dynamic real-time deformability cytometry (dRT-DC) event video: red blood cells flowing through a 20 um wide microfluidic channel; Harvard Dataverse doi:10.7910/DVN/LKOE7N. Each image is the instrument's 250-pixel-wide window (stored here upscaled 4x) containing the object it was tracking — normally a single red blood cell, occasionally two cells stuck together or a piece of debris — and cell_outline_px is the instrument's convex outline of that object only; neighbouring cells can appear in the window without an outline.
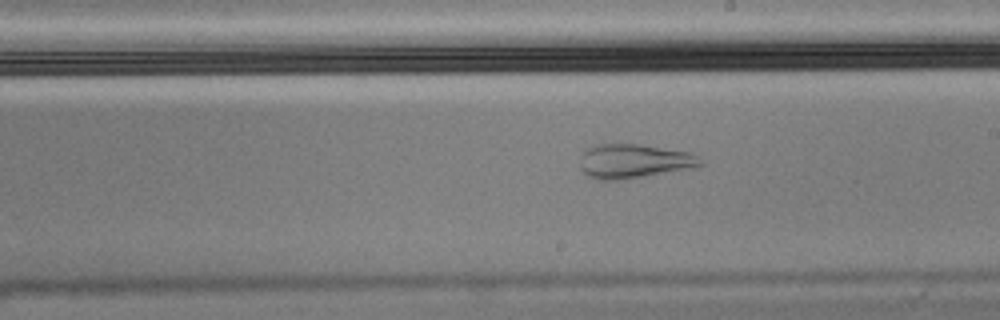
{"species": "Egyptian fruit bat (a non-hibernating species)", "species_latin": "Rousettus aegyptiacus", "temperature_condition": "cold", "stored_images_in_passage": 52, "camera_frame_rate_fps": 3000, "um_per_image_px": 0.085, "animal": {"sex": "male"}, "frame": {"image": 1, "passage_image": 27, "time_ms": 8.667, "image_size_px": [1000, 320], "cell_outline_px": [[704, 164], [696, 168], [648, 176], [616, 180], [600, 180], [588, 176], [580, 168], [580, 156], [584, 148], [592, 144], [640, 144], [696, 152]], "centroid_in_image_um": [53.93, 13.68], "position_along_channel_um": 235.1, "area_um2": 24.8}}
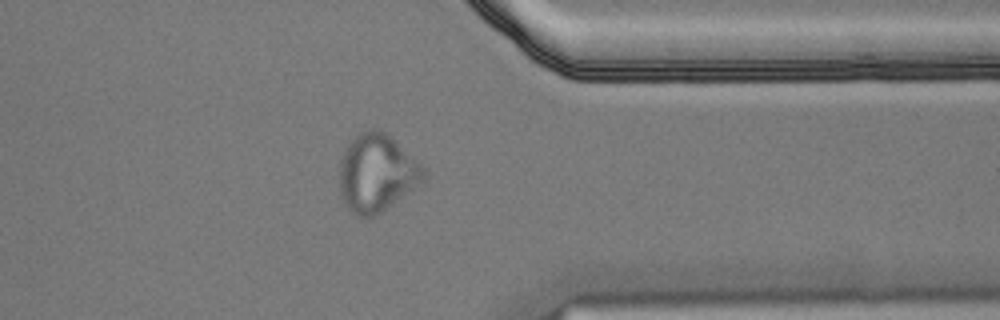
{"frame": {"image": 2, "passage_image": 40, "time_ms": 13.0, "image_size_px": [1000, 320], "cell_outline_px": [[428, 176], [424, 180], [376, 216], [356, 216], [344, 204], [340, 196], [340, 160], [348, 144], [360, 132], [368, 128], [380, 128], [420, 164], [424, 168]], "centroid_in_image_um": [32.0, 14.71], "position_along_channel_um": 379.4, "area_um2": 37.69}, "authors_computed_cell_mechanics": {"area_um2": 29.0734, "velocity_mm_per_s": 3.5163, "shape_relaxation_time_tau1_ms": null, "shape_relaxation_time_tau2_ms": 1.9564, "deformation_change_tau1": null, "deformation_change_tau2": 0.0918}}